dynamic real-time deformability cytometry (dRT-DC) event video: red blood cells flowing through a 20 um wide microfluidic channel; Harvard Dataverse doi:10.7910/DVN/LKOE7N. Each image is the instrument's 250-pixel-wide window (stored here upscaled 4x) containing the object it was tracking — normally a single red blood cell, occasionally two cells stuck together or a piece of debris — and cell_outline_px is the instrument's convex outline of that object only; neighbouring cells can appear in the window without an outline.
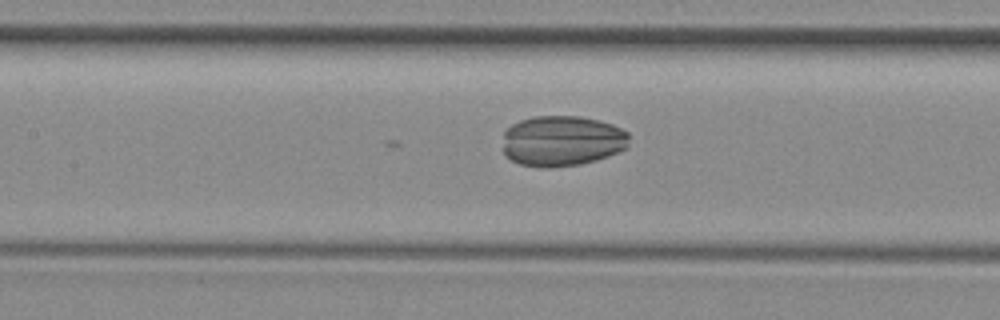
{"species": "common noctule bat (a hibernating species)", "species_latin": "Nyctalus noctula", "temperature_condition": "room temperature", "stored_images_in_passage": 23, "camera_frame_rate_fps": 3000, "um_per_image_px": 0.085, "animal": {"sex": "female", "body_mass_g": 29.2, "forearm_length_mm": 56.3}, "frame": {"image": 1, "passage_image": 23, "time_ms": 7.333, "image_size_px": [1000, 320], "cell_outline_px": [[628, 148], [608, 156], [596, 160], [580, 164], [548, 168], [520, 164], [504, 156], [504, 132], [512, 124], [520, 120], [532, 116], [580, 116], [600, 120], [612, 124], [628, 132]], "centroid_in_image_um": [47.78, 11.97], "position_along_channel_um": 159.6, "area_um2": 37.51}}